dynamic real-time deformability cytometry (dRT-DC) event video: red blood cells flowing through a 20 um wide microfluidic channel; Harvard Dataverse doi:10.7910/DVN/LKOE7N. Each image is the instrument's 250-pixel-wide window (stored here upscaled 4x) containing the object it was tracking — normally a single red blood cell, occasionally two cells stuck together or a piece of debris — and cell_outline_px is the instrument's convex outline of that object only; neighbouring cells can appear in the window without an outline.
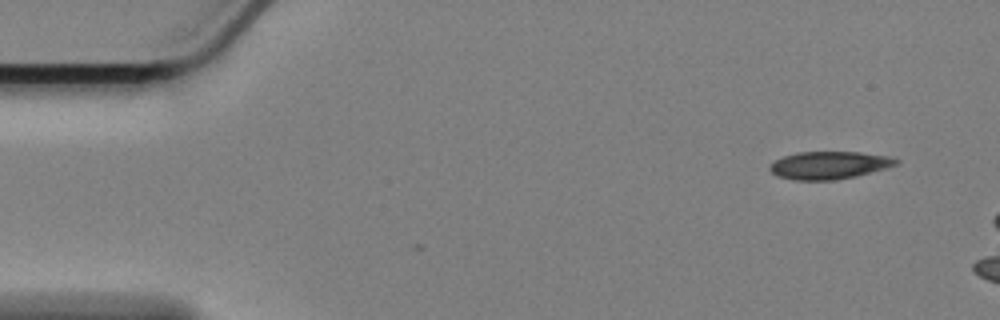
{"species": "Egyptian fruit bat (a non-hibernating species)", "species_latin": "Rousettus aegyptiacus", "temperature_condition": "cold", "stored_images_in_passage": 6, "camera_frame_rate_fps": 3000, "um_per_image_px": 0.085, "animal": {"sex": "female"}, "frame": {"image": 1, "passage_image": 6, "time_ms": 1.667, "image_size_px": [1000, 320], "cell_outline_px": [[900, 160], [896, 164], [884, 168], [856, 176], [836, 180], [796, 180], [780, 176], [772, 172], [768, 168], [776, 160], [784, 156], [796, 152], [860, 152], [888, 156]], "centroid_in_image_um": [70.48, 14.04], "position_along_channel_um": 14.5, "area_um2": 20.06}}